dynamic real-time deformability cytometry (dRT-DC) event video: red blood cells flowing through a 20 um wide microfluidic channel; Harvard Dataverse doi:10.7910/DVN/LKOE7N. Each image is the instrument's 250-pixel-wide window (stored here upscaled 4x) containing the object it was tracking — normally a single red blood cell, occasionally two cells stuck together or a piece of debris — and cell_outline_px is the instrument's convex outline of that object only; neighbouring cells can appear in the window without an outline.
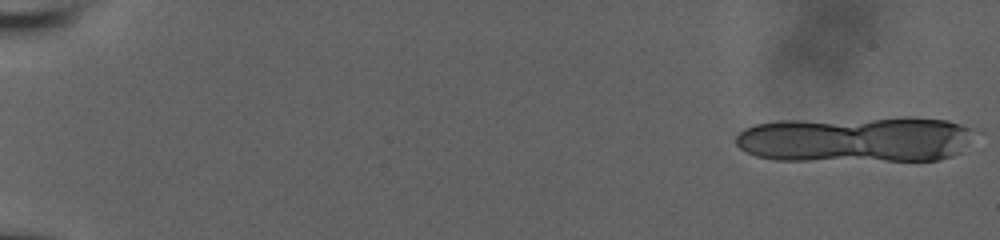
{"species": "human", "species_latin": "Homo sapiens", "temperature_condition": "room temperature", "stored_images_in_passage": 16, "camera_frame_rate_fps": 3000, "um_per_image_px": 0.085, "donor": {"sex": "male"}, "frame": {"image": 1, "passage_image": 1, "time_ms": 0.0, "image_size_px": [1000, 240], "cell_outline_px": [[984, 132], [960, 152], [952, 156], [940, 160], [776, 160], [756, 156], [740, 148], [736, 144], [736, 136], [744, 128], [752, 124], [780, 120], [900, 116], [912, 116], [948, 120], [976, 128]], "centroid_in_image_um": [72.89, 11.8], "position_along_channel_um": 12.1, "area_um2": 66.18}}